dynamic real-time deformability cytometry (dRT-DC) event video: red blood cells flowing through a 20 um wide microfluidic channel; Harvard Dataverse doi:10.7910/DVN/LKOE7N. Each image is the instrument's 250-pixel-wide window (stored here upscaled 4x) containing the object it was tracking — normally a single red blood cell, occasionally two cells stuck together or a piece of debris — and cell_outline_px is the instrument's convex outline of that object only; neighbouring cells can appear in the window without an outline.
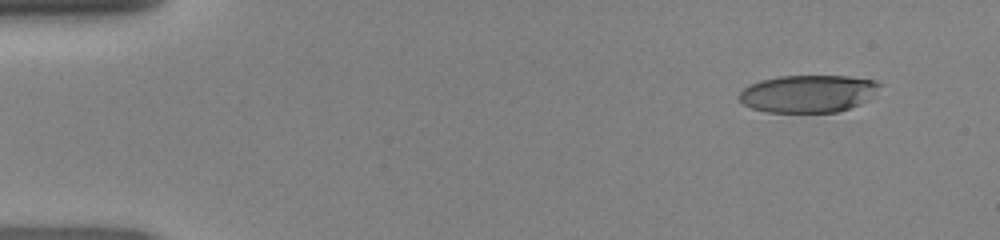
{"species": "human", "species_latin": "Homo sapiens", "temperature_condition": "room temperature", "stored_images_in_passage": 44, "camera_frame_rate_fps": 3000, "um_per_image_px": 0.085, "donor": {"sex": "female"}, "frame": {"image": 1, "passage_image": 1, "time_ms": 0.0, "image_size_px": [1000, 240], "cell_outline_px": [[880, 84], [860, 104], [836, 112], [768, 112], [752, 108], [744, 104], [740, 100], [740, 92], [748, 84], [760, 80], [780, 76], [848, 76], [876, 80]], "centroid_in_image_um": [68.62, 7.95], "position_along_channel_um": 16.4, "area_um2": 30.17}}
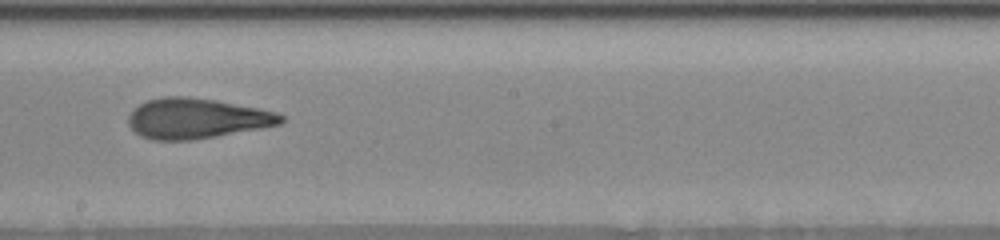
{"frame": {"image": 2, "passage_image": 24, "time_ms": 7.667, "image_size_px": [1000, 240], "cell_outline_px": [[284, 120], [280, 124], [260, 128], [216, 136], [192, 140], [152, 140], [140, 136], [128, 124], [128, 116], [140, 104], [148, 100], [160, 96], [188, 96], [216, 100], [276, 112], [284, 116]], "centroid_in_image_um": [16.69, 10.06], "position_along_channel_um": 231.5, "area_um2": 35.6}}
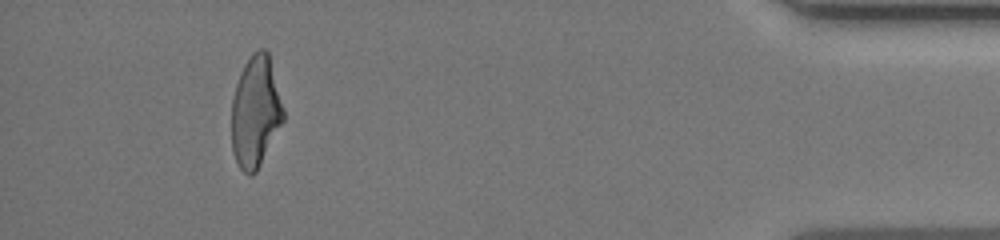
{"frame": {"image": 3, "passage_image": 41, "time_ms": 13.333, "image_size_px": [1000, 240], "cell_outline_px": [[284, 120], [256, 172], [252, 176], [248, 176], [240, 168], [236, 160], [232, 148], [232, 100], [236, 84], [240, 72], [244, 64], [252, 52], [260, 48], [264, 48], [268, 52], [284, 108]], "centroid_in_image_um": [21.72, 9.49], "position_along_channel_um": 413.5, "area_um2": 33.58}}